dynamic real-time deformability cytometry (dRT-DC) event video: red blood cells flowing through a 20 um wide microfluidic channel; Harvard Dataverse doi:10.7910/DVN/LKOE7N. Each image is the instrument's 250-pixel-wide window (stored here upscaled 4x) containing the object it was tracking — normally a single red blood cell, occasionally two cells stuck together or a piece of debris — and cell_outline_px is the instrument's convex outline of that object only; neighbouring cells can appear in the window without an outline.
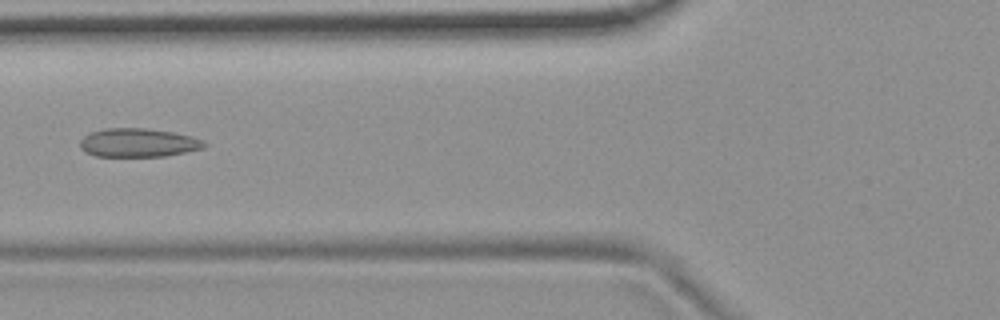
{"species": "common noctule bat (a hibernating species)", "species_latin": "Nyctalus noctula", "temperature_condition": "room temperature", "stored_images_in_passage": 5, "camera_frame_rate_fps": 3000, "um_per_image_px": 0.085, "animal": {"sex": "female", "body_mass_g": 19.9}, "frame": {"image": 1, "passage_image": 5, "time_ms": 1.333, "image_size_px": [1000, 320], "cell_outline_px": [[208, 144], [200, 148], [184, 152], [164, 156], [96, 156], [80, 148], [80, 140], [88, 132], [104, 128], [144, 128], [172, 132], [192, 136], [204, 140]], "centroid_in_image_um": [11.72, 12.11], "position_along_channel_um": 114.1, "area_um2": 20.63}}